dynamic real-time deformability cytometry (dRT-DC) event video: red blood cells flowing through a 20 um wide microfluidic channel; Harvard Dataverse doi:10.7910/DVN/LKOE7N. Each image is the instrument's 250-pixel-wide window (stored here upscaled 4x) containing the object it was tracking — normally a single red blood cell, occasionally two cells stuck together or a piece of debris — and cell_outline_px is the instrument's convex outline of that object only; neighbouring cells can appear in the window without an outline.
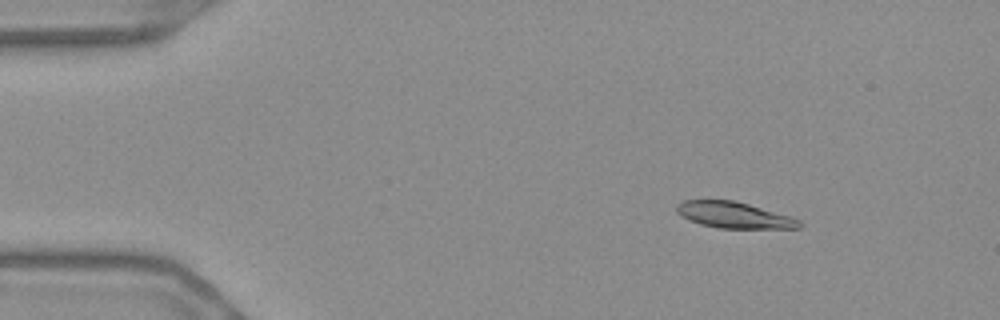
{"species": "Egyptian fruit bat (a non-hibernating species)", "species_latin": "Rousettus aegyptiacus", "temperature_condition": "warm", "stored_images_in_passage": 56, "camera_frame_rate_fps": 3000, "um_per_image_px": 0.085, "frame": {"image": 1, "passage_image": 8, "time_ms": 2.333, "image_size_px": [1000, 320], "cell_outline_px": [[804, 224], [800, 228], [720, 228], [700, 224], [680, 216], [676, 212], [676, 204], [684, 200], [732, 200], [748, 204], [788, 216], [800, 220]], "centroid_in_image_um": [62.35, 18.28], "position_along_channel_um": 22.6, "area_um2": 18.55}}
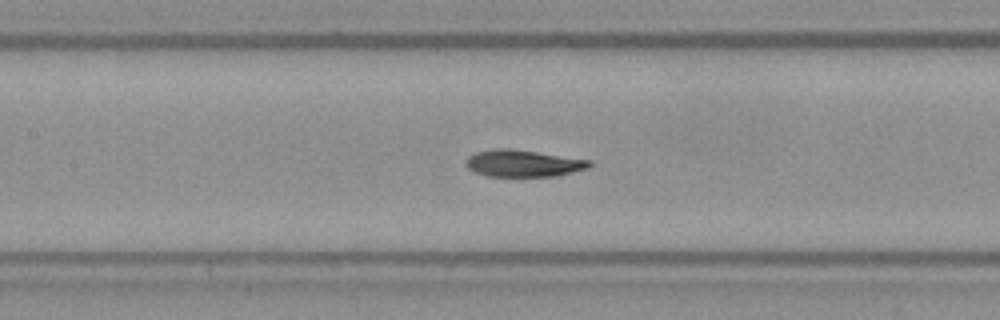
{"frame": {"image": 2, "passage_image": 26, "time_ms": 8.333, "image_size_px": [1000, 320], "cell_outline_px": [[592, 164], [588, 168], [556, 176], [488, 176], [476, 172], [468, 168], [464, 164], [464, 160], [468, 156], [476, 152], [496, 148], [508, 148], [592, 160]], "centroid_in_image_um": [44.45, 13.88], "position_along_channel_um": 163.0, "area_um2": 19.31}}
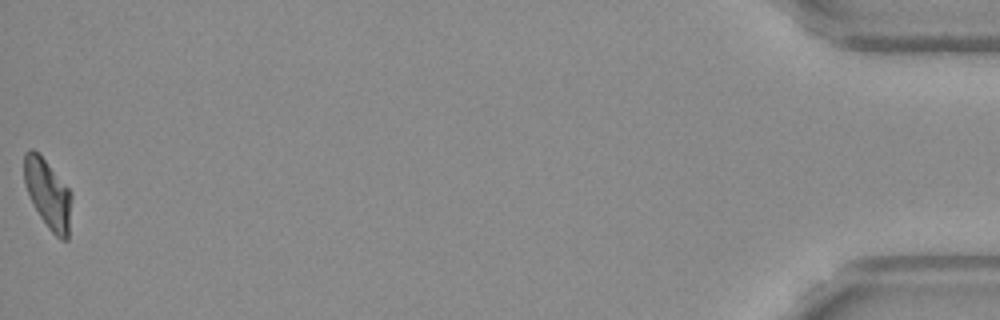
{"frame": {"image": 3, "passage_image": 56, "time_ms": 18.333, "image_size_px": [1000, 320], "cell_outline_px": [[72, 196], [68, 240], [60, 240], [48, 228], [40, 216], [24, 184], [24, 152], [32, 148], [40, 152], [72, 192]], "centroid_in_image_um": [4.09, 16.44], "position_along_channel_um": 431.1, "area_um2": 19.31}, "authors_computed_cell_mechanics": {"area_um2": 19.652, "velocity_mm_per_s": 3.6753, "shape_relaxation_time_tau1_ms": 5.1383, "shape_relaxation_time_tau2_ms": 2.6595, "deformation_change_tau1": 0.1904, "deformation_change_tau2": 0.0805}}